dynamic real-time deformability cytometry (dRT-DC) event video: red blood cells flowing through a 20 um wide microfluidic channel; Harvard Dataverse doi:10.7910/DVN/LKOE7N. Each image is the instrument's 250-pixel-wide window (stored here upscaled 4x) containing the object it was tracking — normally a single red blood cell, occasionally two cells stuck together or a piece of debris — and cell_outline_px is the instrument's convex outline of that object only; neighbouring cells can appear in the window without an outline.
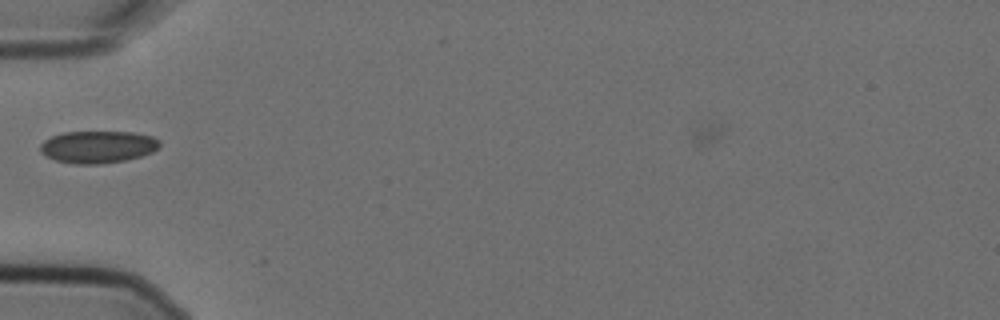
{"species": "Egyptian fruit bat (a non-hibernating species)", "species_latin": "Rousettus aegyptiacus", "temperature_condition": "cold", "stored_images_in_passage": 8, "camera_frame_rate_fps": 3000, "um_per_image_px": 0.085, "animal": {"sex": "female"}, "frame": {"image": 1, "passage_image": 7, "time_ms": 2.0, "image_size_px": [1000, 320], "cell_outline_px": [[160, 144], [152, 152], [140, 156], [124, 160], [100, 164], [72, 164], [56, 160], [44, 156], [40, 152], [40, 144], [44, 140], [52, 136], [64, 132], [132, 132], [152, 136], [160, 140]], "centroid_in_image_um": [8.28, 12.48], "position_along_channel_um": 76.7, "area_um2": 22.43}}
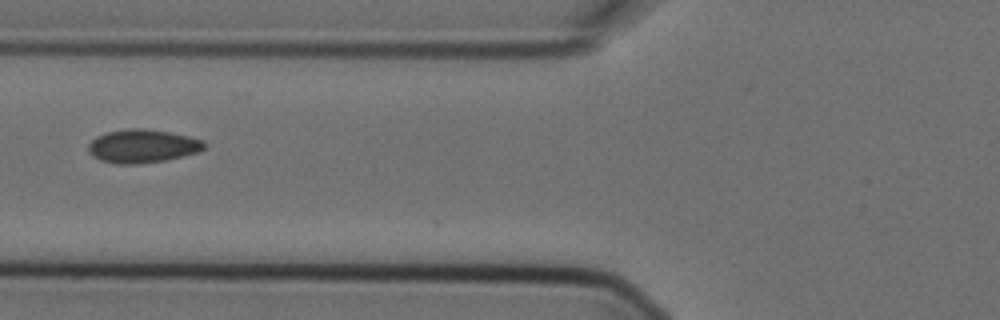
{"frame": {"image": 2, "passage_image": 8, "time_ms": 2.333, "image_size_px": [1000, 320], "cell_outline_px": [[208, 144], [204, 148], [196, 152], [184, 156], [164, 160], [140, 164], [116, 164], [100, 160], [92, 156], [88, 152], [88, 144], [96, 136], [108, 132], [128, 128], [144, 128], [168, 132], [188, 136], [204, 140]], "centroid_in_image_um": [12.1, 12.42], "position_along_channel_um": 113.7, "area_um2": 22.66}}